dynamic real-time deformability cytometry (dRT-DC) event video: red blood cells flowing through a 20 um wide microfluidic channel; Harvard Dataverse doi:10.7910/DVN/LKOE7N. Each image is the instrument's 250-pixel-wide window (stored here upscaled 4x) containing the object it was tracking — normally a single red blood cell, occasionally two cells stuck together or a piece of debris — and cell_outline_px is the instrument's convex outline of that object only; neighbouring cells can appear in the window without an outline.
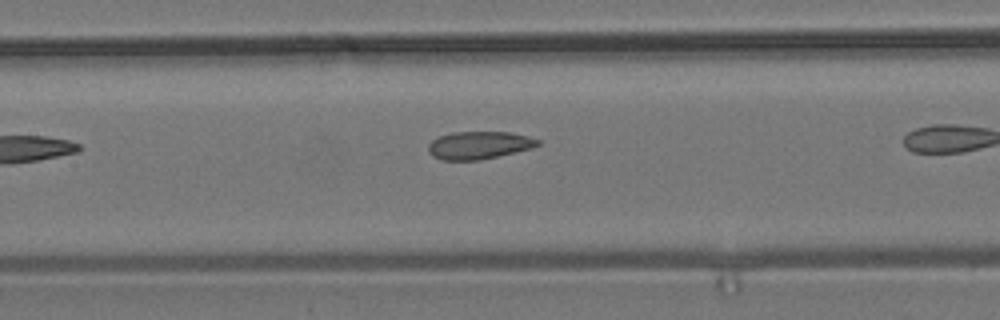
{"species": "common noctule bat (a hibernating species)", "species_latin": "Nyctalus noctula", "temperature_condition": "room temperature", "stored_images_in_passage": 8, "camera_frame_rate_fps": 3000, "um_per_image_px": 0.085, "animal": {"sex": "male", "body_mass_g": 19.2, "forearm_length_mm": 51.8}, "frame": {"image": 1, "passage_image": 7, "time_ms": 7.0, "image_size_px": [1000, 320], "cell_outline_px": [[540, 144], [532, 148], [480, 160], [444, 160], [432, 156], [428, 152], [428, 144], [432, 140], [440, 136], [452, 132], [508, 132], [528, 136], [540, 140]], "centroid_in_image_um": [40.7, 12.34], "position_along_channel_um": 166.7, "area_um2": 17.63}}